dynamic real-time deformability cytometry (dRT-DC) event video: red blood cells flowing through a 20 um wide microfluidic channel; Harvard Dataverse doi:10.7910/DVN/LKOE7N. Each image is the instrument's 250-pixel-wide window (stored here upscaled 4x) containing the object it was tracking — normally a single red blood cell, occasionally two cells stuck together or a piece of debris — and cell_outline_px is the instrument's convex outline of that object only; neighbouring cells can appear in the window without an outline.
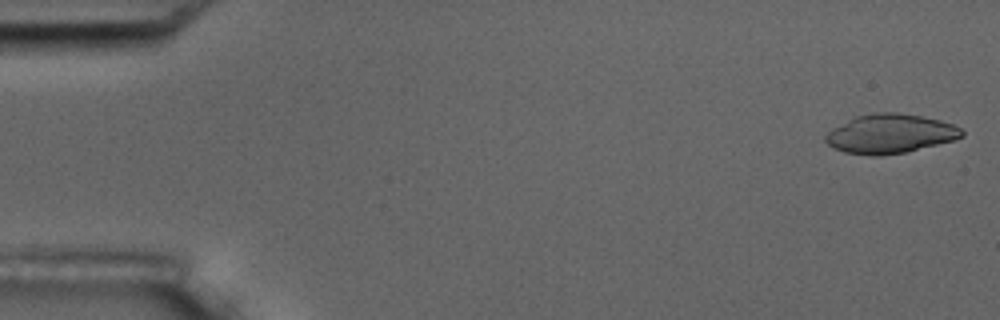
{"species": "common noctule bat (a hibernating species)", "species_latin": "Nyctalus noctula", "temperature_condition": "room temperature", "stored_images_in_passage": 4, "camera_frame_rate_fps": 3000, "um_per_image_px": 0.085, "animal": {"sex": "male", "body_mass_g": 17.5, "forearm_length_mm": 52.3}, "frame": {"image": 1, "passage_image": 1, "time_ms": 0.0, "image_size_px": [1000, 320], "cell_outline_px": [[964, 136], [956, 140], [904, 152], [880, 156], [872, 156], [844, 152], [832, 148], [824, 140], [824, 136], [832, 128], [856, 116], [872, 112], [896, 112], [920, 116], [940, 120], [952, 124], [960, 128], [964, 132]], "centroid_in_image_um": [75.64, 11.37], "position_along_channel_um": 9.4, "area_um2": 31.21}}